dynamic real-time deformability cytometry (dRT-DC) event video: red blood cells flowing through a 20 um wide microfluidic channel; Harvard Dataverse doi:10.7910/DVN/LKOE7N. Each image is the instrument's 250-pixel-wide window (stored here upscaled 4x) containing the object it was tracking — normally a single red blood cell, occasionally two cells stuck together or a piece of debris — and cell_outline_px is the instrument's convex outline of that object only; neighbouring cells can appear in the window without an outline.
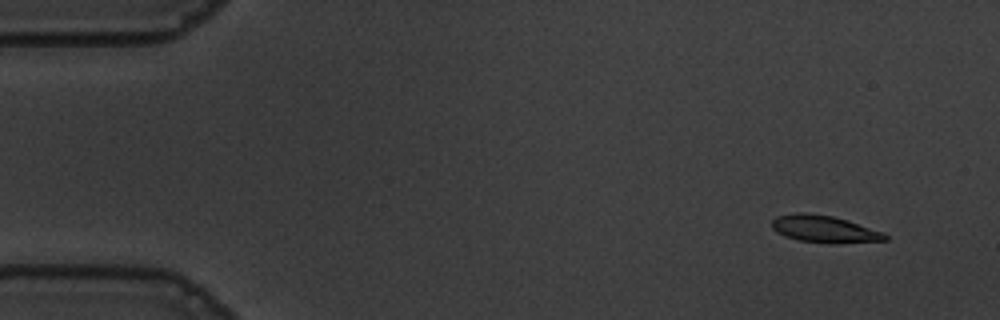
{"species": "common noctule bat (a hibernating species)", "species_latin": "Nyctalus noctula", "temperature_condition": "warm", "stored_images_in_passage": 53, "camera_frame_rate_fps": 3000, "um_per_image_px": 0.085, "animal": {"sex": "male", "body_mass_g": 19.5, "forearm_length_mm": 54.6}, "frame": {"image": 1, "passage_image": 2, "time_ms": 0.333, "image_size_px": [1000, 320], "cell_outline_px": [[888, 240], [800, 240], [784, 236], [776, 232], [772, 228], [772, 220], [776, 216], [796, 212], [808, 212], [832, 216], [848, 220], [884, 232], [888, 236]], "centroid_in_image_um": [69.97, 19.38], "position_along_channel_um": 15.0, "area_um2": 16.82}}
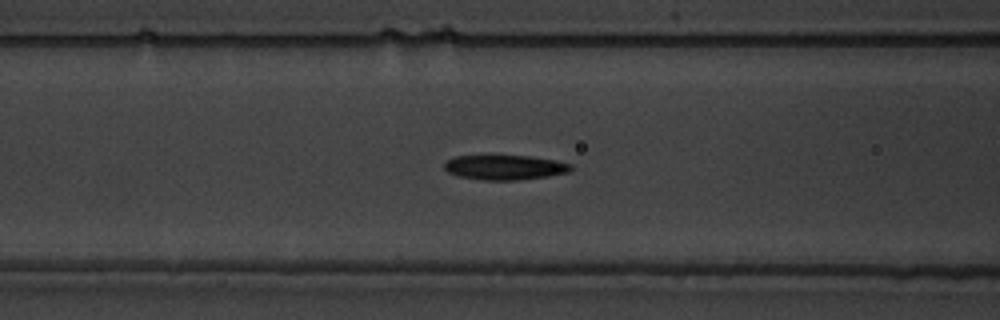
{"frame": {"image": 2, "passage_image": 20, "time_ms": 6.333, "image_size_px": [1000, 320], "cell_outline_px": [[572, 172], [548, 176], [516, 180], [484, 180], [460, 176], [448, 172], [444, 168], [444, 164], [448, 160], [456, 156], [528, 156], [556, 160], [572, 164]], "centroid_in_image_um": [42.96, 14.23], "position_along_channel_um": 123.6, "area_um2": 18.15}}
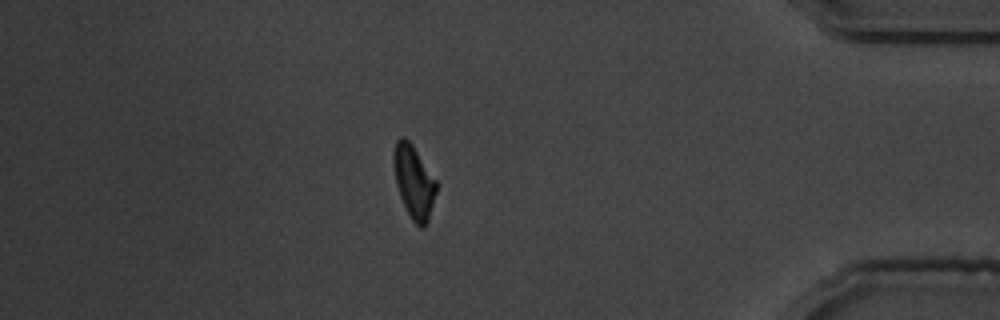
{"frame": {"image": 3, "passage_image": 46, "time_ms": 15.0, "image_size_px": [1000, 320], "cell_outline_px": [[436, 192], [428, 220], [424, 228], [420, 228], [412, 220], [400, 196], [396, 184], [392, 164], [392, 156], [396, 140], [400, 136], [404, 136], [412, 144], [436, 180]], "centroid_in_image_um": [35.15, 15.42], "position_along_channel_um": 400.1, "area_um2": 18.09}, "authors_computed_cell_mechanics": {"area_um2": 18.0914, "velocity_mm_per_s": 3.6265, "shape_relaxation_time_tau1_ms": 3.3546, "shape_relaxation_time_tau2_ms": 3.4106, "deformation_change_tau1": 0.1285, "deformation_change_tau2": 0.0976}}